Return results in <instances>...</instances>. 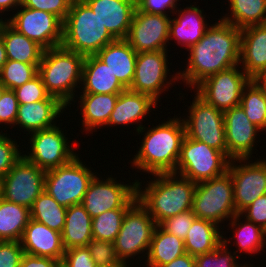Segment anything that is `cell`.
<instances>
[{
    "instance_id": "1",
    "label": "cell",
    "mask_w": 266,
    "mask_h": 267,
    "mask_svg": "<svg viewBox=\"0 0 266 267\" xmlns=\"http://www.w3.org/2000/svg\"><path fill=\"white\" fill-rule=\"evenodd\" d=\"M217 21V22H216ZM188 50L187 67L178 79L191 91L206 77L239 65L241 29L217 19Z\"/></svg>"
},
{
    "instance_id": "2",
    "label": "cell",
    "mask_w": 266,
    "mask_h": 267,
    "mask_svg": "<svg viewBox=\"0 0 266 267\" xmlns=\"http://www.w3.org/2000/svg\"><path fill=\"white\" fill-rule=\"evenodd\" d=\"M169 119V120H168ZM158 125L143 126L137 131L138 135H144L139 151L133 155L130 161L132 170L134 167L150 175L160 173H175L180 155L181 144L185 137V126L182 117L169 118ZM147 128V129H146ZM145 132V133H143Z\"/></svg>"
},
{
    "instance_id": "3",
    "label": "cell",
    "mask_w": 266,
    "mask_h": 267,
    "mask_svg": "<svg viewBox=\"0 0 266 267\" xmlns=\"http://www.w3.org/2000/svg\"><path fill=\"white\" fill-rule=\"evenodd\" d=\"M148 177L146 186L136 179L137 200L159 225L165 219L192 209L196 183L176 173ZM144 188V189H143Z\"/></svg>"
},
{
    "instance_id": "4",
    "label": "cell",
    "mask_w": 266,
    "mask_h": 267,
    "mask_svg": "<svg viewBox=\"0 0 266 267\" xmlns=\"http://www.w3.org/2000/svg\"><path fill=\"white\" fill-rule=\"evenodd\" d=\"M84 59L85 56L61 45L44 50L38 66L47 92L67 107L74 103L80 89Z\"/></svg>"
},
{
    "instance_id": "5",
    "label": "cell",
    "mask_w": 266,
    "mask_h": 267,
    "mask_svg": "<svg viewBox=\"0 0 266 267\" xmlns=\"http://www.w3.org/2000/svg\"><path fill=\"white\" fill-rule=\"evenodd\" d=\"M116 39L83 0H73L63 22L62 46L83 56L96 55Z\"/></svg>"
},
{
    "instance_id": "6",
    "label": "cell",
    "mask_w": 266,
    "mask_h": 267,
    "mask_svg": "<svg viewBox=\"0 0 266 267\" xmlns=\"http://www.w3.org/2000/svg\"><path fill=\"white\" fill-rule=\"evenodd\" d=\"M156 226L157 223L138 200L126 211L114 241L116 254L126 267H133V263L130 265L129 261L133 262L135 257L140 262L145 260Z\"/></svg>"
},
{
    "instance_id": "7",
    "label": "cell",
    "mask_w": 266,
    "mask_h": 267,
    "mask_svg": "<svg viewBox=\"0 0 266 267\" xmlns=\"http://www.w3.org/2000/svg\"><path fill=\"white\" fill-rule=\"evenodd\" d=\"M192 211L198 219L211 221L221 229L224 221H230L235 214H238L229 171L196 184Z\"/></svg>"
},
{
    "instance_id": "8",
    "label": "cell",
    "mask_w": 266,
    "mask_h": 267,
    "mask_svg": "<svg viewBox=\"0 0 266 267\" xmlns=\"http://www.w3.org/2000/svg\"><path fill=\"white\" fill-rule=\"evenodd\" d=\"M230 161L225 153L185 135L175 173L197 184L228 171Z\"/></svg>"
},
{
    "instance_id": "9",
    "label": "cell",
    "mask_w": 266,
    "mask_h": 267,
    "mask_svg": "<svg viewBox=\"0 0 266 267\" xmlns=\"http://www.w3.org/2000/svg\"><path fill=\"white\" fill-rule=\"evenodd\" d=\"M78 156L68 164L45 173L44 190L66 208L82 203L90 182L98 174Z\"/></svg>"
},
{
    "instance_id": "10",
    "label": "cell",
    "mask_w": 266,
    "mask_h": 267,
    "mask_svg": "<svg viewBox=\"0 0 266 267\" xmlns=\"http://www.w3.org/2000/svg\"><path fill=\"white\" fill-rule=\"evenodd\" d=\"M61 126L55 125L54 127L43 129L32 132L29 135V141L27 146L30 144L29 152L23 156L40 169L45 171L58 168L60 166L68 164L78 154L74 152L77 149L76 142L68 140L67 132L64 133ZM70 143V144H69ZM73 144V145H72Z\"/></svg>"
},
{
    "instance_id": "11",
    "label": "cell",
    "mask_w": 266,
    "mask_h": 267,
    "mask_svg": "<svg viewBox=\"0 0 266 267\" xmlns=\"http://www.w3.org/2000/svg\"><path fill=\"white\" fill-rule=\"evenodd\" d=\"M194 94L189 113L182 118L185 135L227 155L223 111L208 104L195 91Z\"/></svg>"
},
{
    "instance_id": "12",
    "label": "cell",
    "mask_w": 266,
    "mask_h": 267,
    "mask_svg": "<svg viewBox=\"0 0 266 267\" xmlns=\"http://www.w3.org/2000/svg\"><path fill=\"white\" fill-rule=\"evenodd\" d=\"M101 177L93 178L81 203L92 218L112 209H129L137 201L136 180L126 184L115 176Z\"/></svg>"
},
{
    "instance_id": "13",
    "label": "cell",
    "mask_w": 266,
    "mask_h": 267,
    "mask_svg": "<svg viewBox=\"0 0 266 267\" xmlns=\"http://www.w3.org/2000/svg\"><path fill=\"white\" fill-rule=\"evenodd\" d=\"M167 51L169 50L139 52L134 78L128 89L150 95L155 101L161 102V94L168 91L166 89L171 88L173 83L176 85V81L181 82L178 73L168 75L171 73Z\"/></svg>"
},
{
    "instance_id": "14",
    "label": "cell",
    "mask_w": 266,
    "mask_h": 267,
    "mask_svg": "<svg viewBox=\"0 0 266 267\" xmlns=\"http://www.w3.org/2000/svg\"><path fill=\"white\" fill-rule=\"evenodd\" d=\"M45 173L22 156L0 180V197L30 209L44 191Z\"/></svg>"
},
{
    "instance_id": "15",
    "label": "cell",
    "mask_w": 266,
    "mask_h": 267,
    "mask_svg": "<svg viewBox=\"0 0 266 267\" xmlns=\"http://www.w3.org/2000/svg\"><path fill=\"white\" fill-rule=\"evenodd\" d=\"M250 80L239 64L206 77L193 91L224 112L240 104L243 90Z\"/></svg>"
},
{
    "instance_id": "16",
    "label": "cell",
    "mask_w": 266,
    "mask_h": 267,
    "mask_svg": "<svg viewBox=\"0 0 266 267\" xmlns=\"http://www.w3.org/2000/svg\"><path fill=\"white\" fill-rule=\"evenodd\" d=\"M13 13L4 20L45 50L62 45L63 22L54 14L22 5Z\"/></svg>"
},
{
    "instance_id": "17",
    "label": "cell",
    "mask_w": 266,
    "mask_h": 267,
    "mask_svg": "<svg viewBox=\"0 0 266 267\" xmlns=\"http://www.w3.org/2000/svg\"><path fill=\"white\" fill-rule=\"evenodd\" d=\"M255 160L253 162L252 158L234 159L229 163L228 171L232 176L234 204L237 213H240L258 197L266 194V158Z\"/></svg>"
},
{
    "instance_id": "18",
    "label": "cell",
    "mask_w": 266,
    "mask_h": 267,
    "mask_svg": "<svg viewBox=\"0 0 266 267\" xmlns=\"http://www.w3.org/2000/svg\"><path fill=\"white\" fill-rule=\"evenodd\" d=\"M170 15L135 10L126 40L137 52L168 50Z\"/></svg>"
},
{
    "instance_id": "19",
    "label": "cell",
    "mask_w": 266,
    "mask_h": 267,
    "mask_svg": "<svg viewBox=\"0 0 266 267\" xmlns=\"http://www.w3.org/2000/svg\"><path fill=\"white\" fill-rule=\"evenodd\" d=\"M224 113L225 139L227 156L231 159L252 158L256 139L261 133L255 124L247 118L240 105L228 109ZM260 132V133H258Z\"/></svg>"
},
{
    "instance_id": "20",
    "label": "cell",
    "mask_w": 266,
    "mask_h": 267,
    "mask_svg": "<svg viewBox=\"0 0 266 267\" xmlns=\"http://www.w3.org/2000/svg\"><path fill=\"white\" fill-rule=\"evenodd\" d=\"M157 105V101L150 95L138 93L127 88L122 93H119L106 127H128L129 124L133 125L135 123L134 125L137 124L135 130L137 132L144 126L141 121L147 120L148 116L151 117L150 112H152L151 110L156 111Z\"/></svg>"
},
{
    "instance_id": "21",
    "label": "cell",
    "mask_w": 266,
    "mask_h": 267,
    "mask_svg": "<svg viewBox=\"0 0 266 267\" xmlns=\"http://www.w3.org/2000/svg\"><path fill=\"white\" fill-rule=\"evenodd\" d=\"M115 39H126L137 8L134 0H83Z\"/></svg>"
},
{
    "instance_id": "22",
    "label": "cell",
    "mask_w": 266,
    "mask_h": 267,
    "mask_svg": "<svg viewBox=\"0 0 266 267\" xmlns=\"http://www.w3.org/2000/svg\"><path fill=\"white\" fill-rule=\"evenodd\" d=\"M180 6L172 14L177 17L171 18L169 29V41H173L182 48L188 50L196 44L211 26L207 23L204 10L191 3L190 6L182 9Z\"/></svg>"
},
{
    "instance_id": "23",
    "label": "cell",
    "mask_w": 266,
    "mask_h": 267,
    "mask_svg": "<svg viewBox=\"0 0 266 267\" xmlns=\"http://www.w3.org/2000/svg\"><path fill=\"white\" fill-rule=\"evenodd\" d=\"M24 253L63 260L65 248L60 232L30 219L21 238Z\"/></svg>"
},
{
    "instance_id": "24",
    "label": "cell",
    "mask_w": 266,
    "mask_h": 267,
    "mask_svg": "<svg viewBox=\"0 0 266 267\" xmlns=\"http://www.w3.org/2000/svg\"><path fill=\"white\" fill-rule=\"evenodd\" d=\"M239 64L250 79L266 69V24L241 29Z\"/></svg>"
},
{
    "instance_id": "25",
    "label": "cell",
    "mask_w": 266,
    "mask_h": 267,
    "mask_svg": "<svg viewBox=\"0 0 266 267\" xmlns=\"http://www.w3.org/2000/svg\"><path fill=\"white\" fill-rule=\"evenodd\" d=\"M65 108L60 100H43L30 104L18 105L15 125L28 134L48 129L57 125L58 118L64 113ZM55 120V121H54ZM57 120V122H56Z\"/></svg>"
},
{
    "instance_id": "26",
    "label": "cell",
    "mask_w": 266,
    "mask_h": 267,
    "mask_svg": "<svg viewBox=\"0 0 266 267\" xmlns=\"http://www.w3.org/2000/svg\"><path fill=\"white\" fill-rule=\"evenodd\" d=\"M137 54L126 39H116L103 47L96 56L127 89L134 78Z\"/></svg>"
},
{
    "instance_id": "27",
    "label": "cell",
    "mask_w": 266,
    "mask_h": 267,
    "mask_svg": "<svg viewBox=\"0 0 266 267\" xmlns=\"http://www.w3.org/2000/svg\"><path fill=\"white\" fill-rule=\"evenodd\" d=\"M78 96L76 97L79 99H75L74 102L78 100L80 105L78 109H80L79 113L82 115L81 127L83 130L81 131L93 134V132H97L96 129L106 127L119 94L81 93Z\"/></svg>"
},
{
    "instance_id": "28",
    "label": "cell",
    "mask_w": 266,
    "mask_h": 267,
    "mask_svg": "<svg viewBox=\"0 0 266 267\" xmlns=\"http://www.w3.org/2000/svg\"><path fill=\"white\" fill-rule=\"evenodd\" d=\"M80 93L119 94L126 88L96 55L85 56Z\"/></svg>"
},
{
    "instance_id": "29",
    "label": "cell",
    "mask_w": 266,
    "mask_h": 267,
    "mask_svg": "<svg viewBox=\"0 0 266 267\" xmlns=\"http://www.w3.org/2000/svg\"><path fill=\"white\" fill-rule=\"evenodd\" d=\"M0 33L8 60L40 64L44 48L14 29L6 20H0Z\"/></svg>"
},
{
    "instance_id": "30",
    "label": "cell",
    "mask_w": 266,
    "mask_h": 267,
    "mask_svg": "<svg viewBox=\"0 0 266 267\" xmlns=\"http://www.w3.org/2000/svg\"><path fill=\"white\" fill-rule=\"evenodd\" d=\"M241 215L235 214L232 218L231 221L228 223V229H232V237L226 238V236H222V242L228 246L229 244L231 245L232 242L231 240L233 239V244L237 248L235 250L236 254L240 257L242 253L244 254H260V251H263V248L265 247V242H264V229L261 228L260 226L256 225L254 222L248 221V220H243L241 221ZM244 222V223H243ZM231 239V240H230Z\"/></svg>"
},
{
    "instance_id": "31",
    "label": "cell",
    "mask_w": 266,
    "mask_h": 267,
    "mask_svg": "<svg viewBox=\"0 0 266 267\" xmlns=\"http://www.w3.org/2000/svg\"><path fill=\"white\" fill-rule=\"evenodd\" d=\"M91 224L92 217L81 203L68 207L64 228L61 232L65 250L87 246V243L93 239Z\"/></svg>"
},
{
    "instance_id": "32",
    "label": "cell",
    "mask_w": 266,
    "mask_h": 267,
    "mask_svg": "<svg viewBox=\"0 0 266 267\" xmlns=\"http://www.w3.org/2000/svg\"><path fill=\"white\" fill-rule=\"evenodd\" d=\"M186 253L184 240L156 226L145 262L146 267H159Z\"/></svg>"
},
{
    "instance_id": "33",
    "label": "cell",
    "mask_w": 266,
    "mask_h": 267,
    "mask_svg": "<svg viewBox=\"0 0 266 267\" xmlns=\"http://www.w3.org/2000/svg\"><path fill=\"white\" fill-rule=\"evenodd\" d=\"M219 227L211 221L196 218L184 240L186 253L195 257L213 251L224 235Z\"/></svg>"
},
{
    "instance_id": "34",
    "label": "cell",
    "mask_w": 266,
    "mask_h": 267,
    "mask_svg": "<svg viewBox=\"0 0 266 267\" xmlns=\"http://www.w3.org/2000/svg\"><path fill=\"white\" fill-rule=\"evenodd\" d=\"M228 11L220 19L238 29L266 24V0H228Z\"/></svg>"
},
{
    "instance_id": "35",
    "label": "cell",
    "mask_w": 266,
    "mask_h": 267,
    "mask_svg": "<svg viewBox=\"0 0 266 267\" xmlns=\"http://www.w3.org/2000/svg\"><path fill=\"white\" fill-rule=\"evenodd\" d=\"M30 209L0 197V241H21Z\"/></svg>"
},
{
    "instance_id": "36",
    "label": "cell",
    "mask_w": 266,
    "mask_h": 267,
    "mask_svg": "<svg viewBox=\"0 0 266 267\" xmlns=\"http://www.w3.org/2000/svg\"><path fill=\"white\" fill-rule=\"evenodd\" d=\"M66 210V207L61 206L44 190L33 202L30 217L61 233L65 224Z\"/></svg>"
},
{
    "instance_id": "37",
    "label": "cell",
    "mask_w": 266,
    "mask_h": 267,
    "mask_svg": "<svg viewBox=\"0 0 266 267\" xmlns=\"http://www.w3.org/2000/svg\"><path fill=\"white\" fill-rule=\"evenodd\" d=\"M239 105L251 123L266 132V97L252 79L245 86Z\"/></svg>"
},
{
    "instance_id": "38",
    "label": "cell",
    "mask_w": 266,
    "mask_h": 267,
    "mask_svg": "<svg viewBox=\"0 0 266 267\" xmlns=\"http://www.w3.org/2000/svg\"><path fill=\"white\" fill-rule=\"evenodd\" d=\"M128 209H112L92 218L93 239L114 242Z\"/></svg>"
},
{
    "instance_id": "39",
    "label": "cell",
    "mask_w": 266,
    "mask_h": 267,
    "mask_svg": "<svg viewBox=\"0 0 266 267\" xmlns=\"http://www.w3.org/2000/svg\"><path fill=\"white\" fill-rule=\"evenodd\" d=\"M39 64H27L7 60L0 70V82L9 90H14L38 75Z\"/></svg>"
},
{
    "instance_id": "40",
    "label": "cell",
    "mask_w": 266,
    "mask_h": 267,
    "mask_svg": "<svg viewBox=\"0 0 266 267\" xmlns=\"http://www.w3.org/2000/svg\"><path fill=\"white\" fill-rule=\"evenodd\" d=\"M229 248L221 242L213 251L195 256V267H253L248 261L240 264V257Z\"/></svg>"
},
{
    "instance_id": "41",
    "label": "cell",
    "mask_w": 266,
    "mask_h": 267,
    "mask_svg": "<svg viewBox=\"0 0 266 267\" xmlns=\"http://www.w3.org/2000/svg\"><path fill=\"white\" fill-rule=\"evenodd\" d=\"M86 247L97 267H126L116 254L114 242L92 239Z\"/></svg>"
},
{
    "instance_id": "42",
    "label": "cell",
    "mask_w": 266,
    "mask_h": 267,
    "mask_svg": "<svg viewBox=\"0 0 266 267\" xmlns=\"http://www.w3.org/2000/svg\"><path fill=\"white\" fill-rule=\"evenodd\" d=\"M13 91L16 94L19 105L30 104L43 100H59L47 92L39 74L24 85L15 88Z\"/></svg>"
},
{
    "instance_id": "43",
    "label": "cell",
    "mask_w": 266,
    "mask_h": 267,
    "mask_svg": "<svg viewBox=\"0 0 266 267\" xmlns=\"http://www.w3.org/2000/svg\"><path fill=\"white\" fill-rule=\"evenodd\" d=\"M0 180L9 172V170L17 163L23 156L22 152L17 145L15 139L6 132L3 133L0 129ZM8 135V136H7Z\"/></svg>"
},
{
    "instance_id": "44",
    "label": "cell",
    "mask_w": 266,
    "mask_h": 267,
    "mask_svg": "<svg viewBox=\"0 0 266 267\" xmlns=\"http://www.w3.org/2000/svg\"><path fill=\"white\" fill-rule=\"evenodd\" d=\"M196 218L191 209L165 219L159 226L169 234L185 240L187 232Z\"/></svg>"
},
{
    "instance_id": "45",
    "label": "cell",
    "mask_w": 266,
    "mask_h": 267,
    "mask_svg": "<svg viewBox=\"0 0 266 267\" xmlns=\"http://www.w3.org/2000/svg\"><path fill=\"white\" fill-rule=\"evenodd\" d=\"M72 1L73 0H23L22 6L52 13L64 22Z\"/></svg>"
},
{
    "instance_id": "46",
    "label": "cell",
    "mask_w": 266,
    "mask_h": 267,
    "mask_svg": "<svg viewBox=\"0 0 266 267\" xmlns=\"http://www.w3.org/2000/svg\"><path fill=\"white\" fill-rule=\"evenodd\" d=\"M18 105L15 92L7 89L0 98V125H6V128L8 125L12 128L16 127Z\"/></svg>"
},
{
    "instance_id": "47",
    "label": "cell",
    "mask_w": 266,
    "mask_h": 267,
    "mask_svg": "<svg viewBox=\"0 0 266 267\" xmlns=\"http://www.w3.org/2000/svg\"><path fill=\"white\" fill-rule=\"evenodd\" d=\"M23 255L20 241L0 242V267H20Z\"/></svg>"
},
{
    "instance_id": "48",
    "label": "cell",
    "mask_w": 266,
    "mask_h": 267,
    "mask_svg": "<svg viewBox=\"0 0 266 267\" xmlns=\"http://www.w3.org/2000/svg\"><path fill=\"white\" fill-rule=\"evenodd\" d=\"M62 267H97L86 246L65 250Z\"/></svg>"
},
{
    "instance_id": "49",
    "label": "cell",
    "mask_w": 266,
    "mask_h": 267,
    "mask_svg": "<svg viewBox=\"0 0 266 267\" xmlns=\"http://www.w3.org/2000/svg\"><path fill=\"white\" fill-rule=\"evenodd\" d=\"M239 214L242 218L254 222L261 228H266V194L255 199Z\"/></svg>"
},
{
    "instance_id": "50",
    "label": "cell",
    "mask_w": 266,
    "mask_h": 267,
    "mask_svg": "<svg viewBox=\"0 0 266 267\" xmlns=\"http://www.w3.org/2000/svg\"><path fill=\"white\" fill-rule=\"evenodd\" d=\"M180 0H134L137 7L151 14L171 15L178 8ZM178 4V5H177ZM167 10V11H166ZM170 12V14H169Z\"/></svg>"
},
{
    "instance_id": "51",
    "label": "cell",
    "mask_w": 266,
    "mask_h": 267,
    "mask_svg": "<svg viewBox=\"0 0 266 267\" xmlns=\"http://www.w3.org/2000/svg\"><path fill=\"white\" fill-rule=\"evenodd\" d=\"M20 267H62V261L24 253Z\"/></svg>"
},
{
    "instance_id": "52",
    "label": "cell",
    "mask_w": 266,
    "mask_h": 267,
    "mask_svg": "<svg viewBox=\"0 0 266 267\" xmlns=\"http://www.w3.org/2000/svg\"><path fill=\"white\" fill-rule=\"evenodd\" d=\"M159 267H195V257L191 256L188 253L177 257L168 264L159 266Z\"/></svg>"
},
{
    "instance_id": "53",
    "label": "cell",
    "mask_w": 266,
    "mask_h": 267,
    "mask_svg": "<svg viewBox=\"0 0 266 267\" xmlns=\"http://www.w3.org/2000/svg\"><path fill=\"white\" fill-rule=\"evenodd\" d=\"M23 0H0V20H3L2 14L4 12H14L12 10H16L19 6L22 5ZM11 8V9H10ZM2 13V14H1Z\"/></svg>"
},
{
    "instance_id": "54",
    "label": "cell",
    "mask_w": 266,
    "mask_h": 267,
    "mask_svg": "<svg viewBox=\"0 0 266 267\" xmlns=\"http://www.w3.org/2000/svg\"><path fill=\"white\" fill-rule=\"evenodd\" d=\"M266 97V69L252 79Z\"/></svg>"
},
{
    "instance_id": "55",
    "label": "cell",
    "mask_w": 266,
    "mask_h": 267,
    "mask_svg": "<svg viewBox=\"0 0 266 267\" xmlns=\"http://www.w3.org/2000/svg\"><path fill=\"white\" fill-rule=\"evenodd\" d=\"M7 53L5 50V45L2 39V34L0 33V70L2 69V67L4 66V64L7 61Z\"/></svg>"
},
{
    "instance_id": "56",
    "label": "cell",
    "mask_w": 266,
    "mask_h": 267,
    "mask_svg": "<svg viewBox=\"0 0 266 267\" xmlns=\"http://www.w3.org/2000/svg\"><path fill=\"white\" fill-rule=\"evenodd\" d=\"M7 89L1 84L0 82V98L2 97L3 93L6 91Z\"/></svg>"
},
{
    "instance_id": "57",
    "label": "cell",
    "mask_w": 266,
    "mask_h": 267,
    "mask_svg": "<svg viewBox=\"0 0 266 267\" xmlns=\"http://www.w3.org/2000/svg\"><path fill=\"white\" fill-rule=\"evenodd\" d=\"M264 242H265V246H266V228H264Z\"/></svg>"
}]
</instances>
